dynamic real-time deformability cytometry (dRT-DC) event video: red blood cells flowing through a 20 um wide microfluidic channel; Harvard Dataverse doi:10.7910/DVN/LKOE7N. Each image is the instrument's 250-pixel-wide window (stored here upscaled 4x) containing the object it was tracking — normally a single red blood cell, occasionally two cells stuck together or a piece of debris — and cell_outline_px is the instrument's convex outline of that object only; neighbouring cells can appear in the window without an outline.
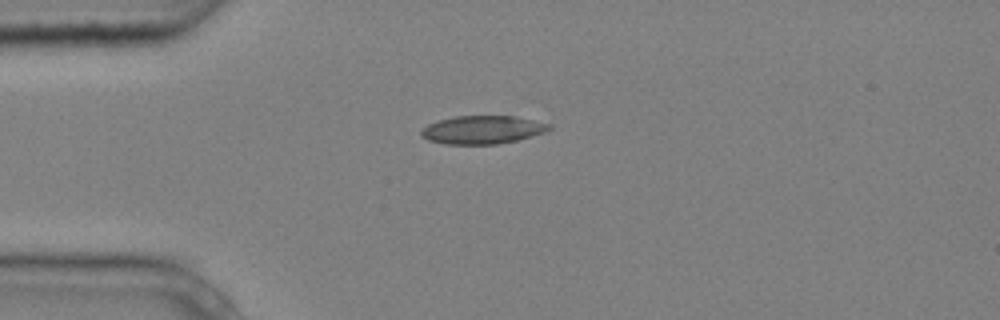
{"species": "common noctule bat (a hibernating species)", "species_latin": "Nyctalus noctula", "temperature_condition": "cold", "stored_images_in_passage": 2, "camera_frame_rate_fps": 3000, "um_per_image_px": 0.085, "animal": {"sex": "male", "body_mass_g": 20.4}, "frame": {"image": 1, "passage_image": 1, "time_ms": 0.0, "image_size_px": [1000, 320], "cell_outline_px": [[552, 128], [548, 132], [516, 140], [496, 144], [444, 144], [428, 140], [420, 136], [420, 132], [428, 124], [440, 120], [456, 116], [516, 116], [552, 124]], "centroid_in_image_um": [41.05, 11.03], "position_along_channel_um": 44.0, "area_um2": 21.1}}
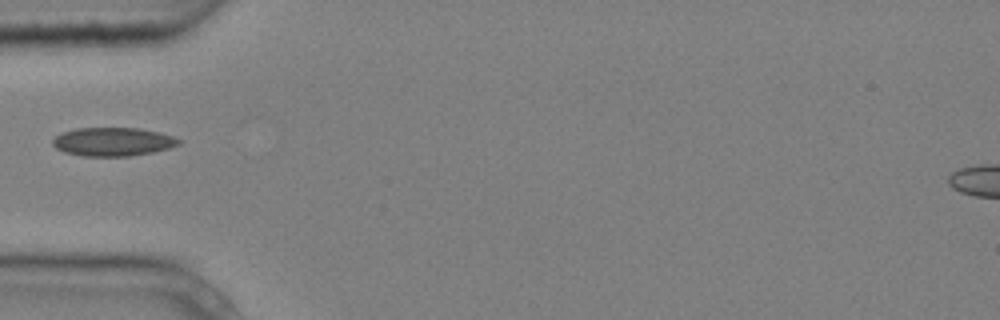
{"frame": {"image": 2, "passage_image": 2, "time_ms": 0.333, "image_size_px": [1000, 320], "cell_outline_px": [[184, 140], [180, 144], [168, 148], [152, 152], [128, 156], [80, 156], [64, 152], [56, 148], [52, 144], [52, 140], [56, 136], [64, 132], [76, 128], [140, 128], [172, 136]], "centroid_in_image_um": [9.59, 12.05], "position_along_channel_um": 75.4, "area_um2": 20.92}}